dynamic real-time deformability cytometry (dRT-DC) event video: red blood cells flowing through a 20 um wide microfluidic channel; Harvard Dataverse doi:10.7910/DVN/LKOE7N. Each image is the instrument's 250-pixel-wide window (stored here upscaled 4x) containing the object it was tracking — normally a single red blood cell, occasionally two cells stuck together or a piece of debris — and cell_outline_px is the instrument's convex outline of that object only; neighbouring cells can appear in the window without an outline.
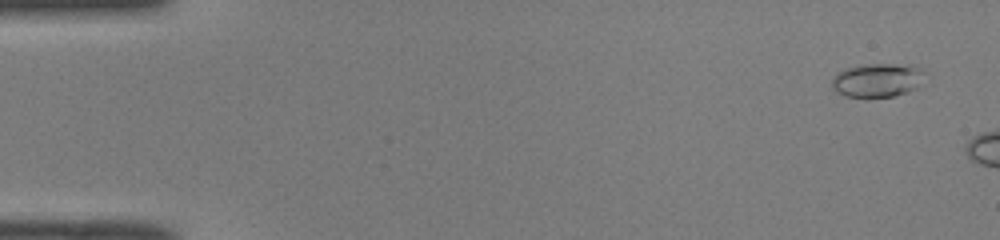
{"species": "common noctule bat (a hibernating species)", "species_latin": "Nyctalus noctula", "temperature_condition": "room temperature", "stored_images_in_passage": 7, "camera_frame_rate_fps": 3000, "um_per_image_px": 0.085, "animal": {"sex": "male", "body_mass_g": 19.0, "forearm_length_mm": 50.8}, "frame": {"image": 1, "passage_image": 3, "time_ms": 0.667, "image_size_px": [1000, 240], "cell_outline_px": [[924, 72], [916, 88], [908, 92], [896, 96], [844, 96], [836, 92], [832, 88], [832, 76], [844, 68], [868, 64], [912, 64], [924, 68]], "centroid_in_image_um": [74.57, 6.79], "position_along_channel_um": 10.4, "area_um2": 18.32}}